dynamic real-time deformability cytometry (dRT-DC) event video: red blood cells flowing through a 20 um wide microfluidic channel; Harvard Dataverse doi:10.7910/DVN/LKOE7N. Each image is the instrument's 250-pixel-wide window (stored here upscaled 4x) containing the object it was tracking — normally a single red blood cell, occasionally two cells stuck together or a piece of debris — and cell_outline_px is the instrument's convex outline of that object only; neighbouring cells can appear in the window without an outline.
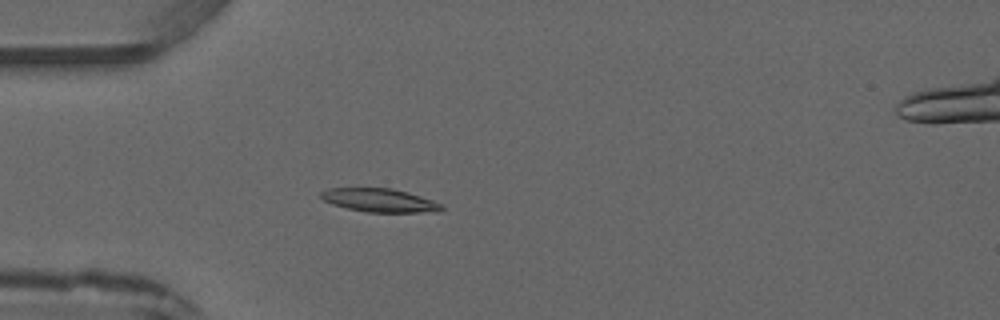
{"species": "common noctule bat (a hibernating species)", "species_latin": "Nyctalus noctula", "temperature_condition": "warm", "stored_images_in_passage": 3, "camera_frame_rate_fps": 3000, "um_per_image_px": 0.085, "animal": {"sex": "male", "forearm_length_mm": 52.5}, "frame": {"image": 1, "passage_image": 3, "time_ms": 3.333, "image_size_px": [1000, 320], "cell_outline_px": [[444, 208], [440, 212], [368, 212], [348, 208], [332, 204], [324, 200], [320, 196], [320, 192], [328, 188], [392, 188], [408, 192], [444, 204]], "centroid_in_image_um": [32.31, 17.02], "position_along_channel_um": 52.7, "area_um2": 16.53}}